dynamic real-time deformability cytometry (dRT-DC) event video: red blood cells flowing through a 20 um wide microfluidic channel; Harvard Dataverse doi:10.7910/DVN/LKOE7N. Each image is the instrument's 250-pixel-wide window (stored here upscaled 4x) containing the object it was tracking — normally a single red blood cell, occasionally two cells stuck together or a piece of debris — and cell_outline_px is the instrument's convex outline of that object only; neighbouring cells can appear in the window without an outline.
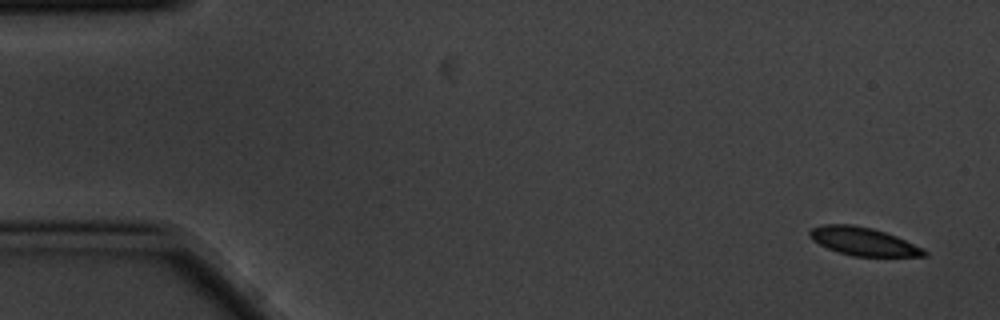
{"species": "common noctule bat (a hibernating species)", "species_latin": "Nyctalus noctula", "temperature_condition": "cold", "stored_images_in_passage": 5, "segment_of_instrument_passage": [2, 2], "camera_frame_rate_fps": 3000, "um_per_image_px": 0.085, "animal": {"sex": "male", "body_mass_g": 20.1, "forearm_length_mm": 53.5}, "frame": {"image": 1, "passage_image": 5, "time_ms": 1.333, "image_size_px": [1000, 320], "cell_outline_px": [[928, 256], [852, 256], [828, 248], [812, 240], [808, 236], [808, 232], [812, 228], [824, 224], [852, 224], [872, 228], [896, 236], [924, 248], [928, 252]], "centroid_in_image_um": [73.38, 20.51], "position_along_channel_um": 11.6, "area_um2": 18.73}}